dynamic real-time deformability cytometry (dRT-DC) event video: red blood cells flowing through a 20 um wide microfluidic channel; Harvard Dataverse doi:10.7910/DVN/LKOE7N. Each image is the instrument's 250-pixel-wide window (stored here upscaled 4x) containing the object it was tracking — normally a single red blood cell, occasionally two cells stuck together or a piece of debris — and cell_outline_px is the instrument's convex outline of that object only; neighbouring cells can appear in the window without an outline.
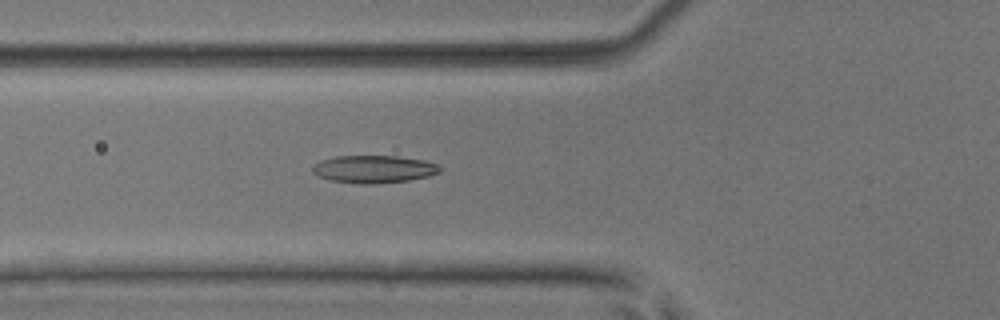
{"species": "common noctule bat (a hibernating species)", "species_latin": "Nyctalus noctula", "temperature_condition": "room temperature", "stored_images_in_passage": 35, "camera_frame_rate_fps": 3000, "um_per_image_px": 0.085, "animal": {"sex": "male", "body_mass_g": 17.9, "forearm_length_mm": 54.2}, "frame": {"image": 1, "passage_image": 3, "time_ms": 0.667, "image_size_px": [1000, 320], "cell_outline_px": [[444, 168], [440, 172], [428, 176], [408, 180], [376, 184], [360, 184], [328, 180], [312, 172], [312, 168], [320, 160], [336, 156], [396, 156], [424, 160], [436, 164]], "centroid_in_image_um": [31.78, 14.38], "position_along_channel_um": 94.0, "area_um2": 20.52}}
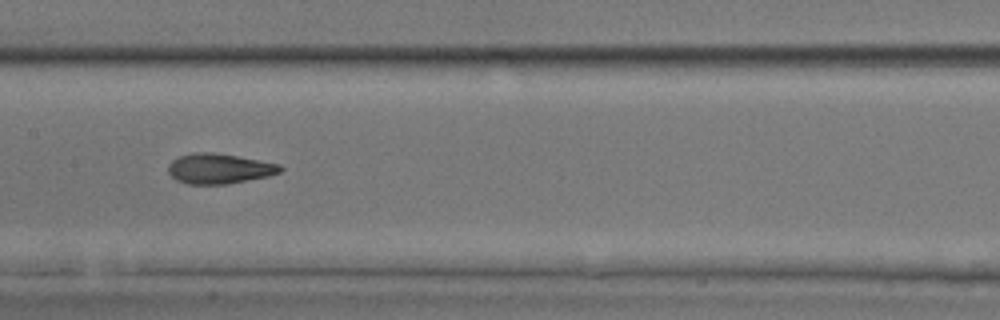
{"frame": {"image": 2, "passage_image": 10, "time_ms": 3.0, "image_size_px": [1000, 320], "cell_outline_px": [[284, 168], [280, 172], [268, 176], [228, 184], [188, 184], [176, 180], [168, 172], [168, 164], [176, 156], [192, 152], [212, 152], [236, 156], [280, 164]], "centroid_in_image_um": [18.59, 14.33], "position_along_channel_um": 188.8, "area_um2": 19.77}}
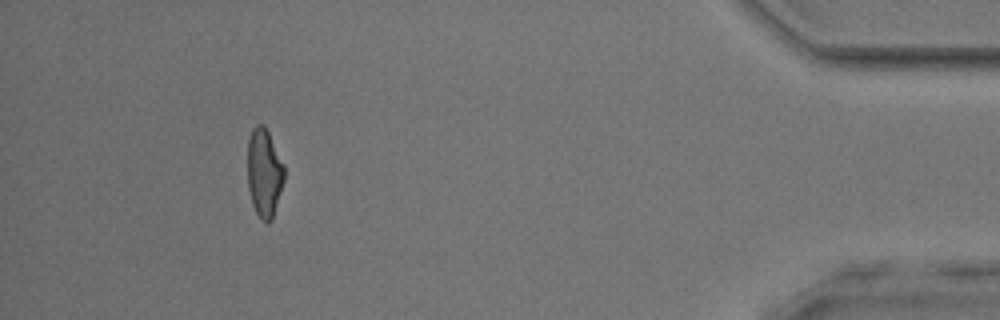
{"frame": {"image": 3, "passage_image": 31, "time_ms": 10.0, "image_size_px": [1000, 320], "cell_outline_px": [[284, 180], [272, 220], [268, 224], [260, 220], [252, 204], [248, 188], [248, 140], [252, 128], [256, 124], [264, 124], [284, 164]], "centroid_in_image_um": [22.45, 14.71], "position_along_channel_um": 412.7, "area_um2": 19.02}, "authors_computed_cell_mechanics": {"area_um2": 19.5364, "velocity_mm_per_s": 4.054, "shape_relaxation_time_tau1_ms": 3.063, "shape_relaxation_time_tau2_ms": 1.9354, "deformation_change_tau1": 0.1484, "deformation_change_tau2": 0.1107}}